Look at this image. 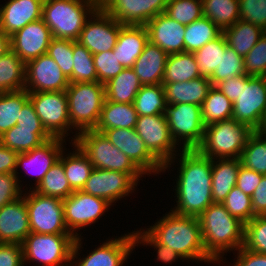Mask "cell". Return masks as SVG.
<instances>
[{
	"label": "cell",
	"mask_w": 266,
	"mask_h": 266,
	"mask_svg": "<svg viewBox=\"0 0 266 266\" xmlns=\"http://www.w3.org/2000/svg\"><path fill=\"white\" fill-rule=\"evenodd\" d=\"M62 203L66 227L75 237L81 236L77 233L78 230L95 224L97 219H100L104 212H108L110 206L112 207L105 199L84 193L82 190L74 191L63 199Z\"/></svg>",
	"instance_id": "obj_18"
},
{
	"label": "cell",
	"mask_w": 266,
	"mask_h": 266,
	"mask_svg": "<svg viewBox=\"0 0 266 266\" xmlns=\"http://www.w3.org/2000/svg\"><path fill=\"white\" fill-rule=\"evenodd\" d=\"M137 117L133 103H116L105 99L95 129H133L136 126Z\"/></svg>",
	"instance_id": "obj_30"
},
{
	"label": "cell",
	"mask_w": 266,
	"mask_h": 266,
	"mask_svg": "<svg viewBox=\"0 0 266 266\" xmlns=\"http://www.w3.org/2000/svg\"><path fill=\"white\" fill-rule=\"evenodd\" d=\"M52 39L51 30L41 18L28 23L10 36L11 50L26 64L32 59L47 54Z\"/></svg>",
	"instance_id": "obj_22"
},
{
	"label": "cell",
	"mask_w": 266,
	"mask_h": 266,
	"mask_svg": "<svg viewBox=\"0 0 266 266\" xmlns=\"http://www.w3.org/2000/svg\"><path fill=\"white\" fill-rule=\"evenodd\" d=\"M71 143L74 147L73 152L65 155V151L63 150L59 161L64 166V172L71 189L73 191H81L94 167L81 148L75 142H70V144Z\"/></svg>",
	"instance_id": "obj_29"
},
{
	"label": "cell",
	"mask_w": 266,
	"mask_h": 266,
	"mask_svg": "<svg viewBox=\"0 0 266 266\" xmlns=\"http://www.w3.org/2000/svg\"><path fill=\"white\" fill-rule=\"evenodd\" d=\"M18 154L0 143V174L15 173Z\"/></svg>",
	"instance_id": "obj_61"
},
{
	"label": "cell",
	"mask_w": 266,
	"mask_h": 266,
	"mask_svg": "<svg viewBox=\"0 0 266 266\" xmlns=\"http://www.w3.org/2000/svg\"><path fill=\"white\" fill-rule=\"evenodd\" d=\"M244 57L238 55L232 47L226 45L224 54H221L220 65L210 78L212 86H216L223 80L244 75Z\"/></svg>",
	"instance_id": "obj_46"
},
{
	"label": "cell",
	"mask_w": 266,
	"mask_h": 266,
	"mask_svg": "<svg viewBox=\"0 0 266 266\" xmlns=\"http://www.w3.org/2000/svg\"><path fill=\"white\" fill-rule=\"evenodd\" d=\"M75 143L88 156L94 168L124 173H143L102 132L95 129L81 131Z\"/></svg>",
	"instance_id": "obj_10"
},
{
	"label": "cell",
	"mask_w": 266,
	"mask_h": 266,
	"mask_svg": "<svg viewBox=\"0 0 266 266\" xmlns=\"http://www.w3.org/2000/svg\"><path fill=\"white\" fill-rule=\"evenodd\" d=\"M69 83L61 68L47 54L26 63L25 90L28 93L65 91Z\"/></svg>",
	"instance_id": "obj_20"
},
{
	"label": "cell",
	"mask_w": 266,
	"mask_h": 266,
	"mask_svg": "<svg viewBox=\"0 0 266 266\" xmlns=\"http://www.w3.org/2000/svg\"><path fill=\"white\" fill-rule=\"evenodd\" d=\"M240 84H244V75H239L233 78H228L221 81L216 87L234 103L239 97Z\"/></svg>",
	"instance_id": "obj_59"
},
{
	"label": "cell",
	"mask_w": 266,
	"mask_h": 266,
	"mask_svg": "<svg viewBox=\"0 0 266 266\" xmlns=\"http://www.w3.org/2000/svg\"><path fill=\"white\" fill-rule=\"evenodd\" d=\"M76 238L73 234L30 232L22 243L24 265L31 261L38 266H71Z\"/></svg>",
	"instance_id": "obj_9"
},
{
	"label": "cell",
	"mask_w": 266,
	"mask_h": 266,
	"mask_svg": "<svg viewBox=\"0 0 266 266\" xmlns=\"http://www.w3.org/2000/svg\"><path fill=\"white\" fill-rule=\"evenodd\" d=\"M142 230V231H141ZM134 237H135V244L138 247V245L142 244L147 246L154 247V250L157 251V261H161L162 263H170L176 262L179 258L181 260H184L181 255H179L177 252H175L171 247H167L163 244L158 243L147 231L144 229H140L137 231H133Z\"/></svg>",
	"instance_id": "obj_53"
},
{
	"label": "cell",
	"mask_w": 266,
	"mask_h": 266,
	"mask_svg": "<svg viewBox=\"0 0 266 266\" xmlns=\"http://www.w3.org/2000/svg\"><path fill=\"white\" fill-rule=\"evenodd\" d=\"M256 131L260 134L266 135V110L259 125V128Z\"/></svg>",
	"instance_id": "obj_63"
},
{
	"label": "cell",
	"mask_w": 266,
	"mask_h": 266,
	"mask_svg": "<svg viewBox=\"0 0 266 266\" xmlns=\"http://www.w3.org/2000/svg\"><path fill=\"white\" fill-rule=\"evenodd\" d=\"M243 247L266 255V216H255L245 224Z\"/></svg>",
	"instance_id": "obj_49"
},
{
	"label": "cell",
	"mask_w": 266,
	"mask_h": 266,
	"mask_svg": "<svg viewBox=\"0 0 266 266\" xmlns=\"http://www.w3.org/2000/svg\"><path fill=\"white\" fill-rule=\"evenodd\" d=\"M222 204L233 217L244 224L255 217L251 196L244 194L237 186L231 189Z\"/></svg>",
	"instance_id": "obj_48"
},
{
	"label": "cell",
	"mask_w": 266,
	"mask_h": 266,
	"mask_svg": "<svg viewBox=\"0 0 266 266\" xmlns=\"http://www.w3.org/2000/svg\"><path fill=\"white\" fill-rule=\"evenodd\" d=\"M122 151L145 175L163 173V164L148 150L135 128L95 129Z\"/></svg>",
	"instance_id": "obj_19"
},
{
	"label": "cell",
	"mask_w": 266,
	"mask_h": 266,
	"mask_svg": "<svg viewBox=\"0 0 266 266\" xmlns=\"http://www.w3.org/2000/svg\"><path fill=\"white\" fill-rule=\"evenodd\" d=\"M168 17L188 25L203 16L202 0H152Z\"/></svg>",
	"instance_id": "obj_40"
},
{
	"label": "cell",
	"mask_w": 266,
	"mask_h": 266,
	"mask_svg": "<svg viewBox=\"0 0 266 266\" xmlns=\"http://www.w3.org/2000/svg\"><path fill=\"white\" fill-rule=\"evenodd\" d=\"M26 64L9 50L0 57V92L25 89Z\"/></svg>",
	"instance_id": "obj_34"
},
{
	"label": "cell",
	"mask_w": 266,
	"mask_h": 266,
	"mask_svg": "<svg viewBox=\"0 0 266 266\" xmlns=\"http://www.w3.org/2000/svg\"><path fill=\"white\" fill-rule=\"evenodd\" d=\"M264 33L261 27L243 20L223 30L227 45L242 57L247 55Z\"/></svg>",
	"instance_id": "obj_31"
},
{
	"label": "cell",
	"mask_w": 266,
	"mask_h": 266,
	"mask_svg": "<svg viewBox=\"0 0 266 266\" xmlns=\"http://www.w3.org/2000/svg\"><path fill=\"white\" fill-rule=\"evenodd\" d=\"M133 105L138 116L165 114L167 103L163 85H142Z\"/></svg>",
	"instance_id": "obj_38"
},
{
	"label": "cell",
	"mask_w": 266,
	"mask_h": 266,
	"mask_svg": "<svg viewBox=\"0 0 266 266\" xmlns=\"http://www.w3.org/2000/svg\"><path fill=\"white\" fill-rule=\"evenodd\" d=\"M240 20L266 31V0H239Z\"/></svg>",
	"instance_id": "obj_52"
},
{
	"label": "cell",
	"mask_w": 266,
	"mask_h": 266,
	"mask_svg": "<svg viewBox=\"0 0 266 266\" xmlns=\"http://www.w3.org/2000/svg\"><path fill=\"white\" fill-rule=\"evenodd\" d=\"M29 99L46 131L56 138L65 139L72 131L65 91L33 92Z\"/></svg>",
	"instance_id": "obj_14"
},
{
	"label": "cell",
	"mask_w": 266,
	"mask_h": 266,
	"mask_svg": "<svg viewBox=\"0 0 266 266\" xmlns=\"http://www.w3.org/2000/svg\"><path fill=\"white\" fill-rule=\"evenodd\" d=\"M167 104H196L201 106L212 83L209 78L197 77L186 82L162 83Z\"/></svg>",
	"instance_id": "obj_27"
},
{
	"label": "cell",
	"mask_w": 266,
	"mask_h": 266,
	"mask_svg": "<svg viewBox=\"0 0 266 266\" xmlns=\"http://www.w3.org/2000/svg\"><path fill=\"white\" fill-rule=\"evenodd\" d=\"M29 100L24 89L13 92H0V136L17 124L23 105Z\"/></svg>",
	"instance_id": "obj_41"
},
{
	"label": "cell",
	"mask_w": 266,
	"mask_h": 266,
	"mask_svg": "<svg viewBox=\"0 0 266 266\" xmlns=\"http://www.w3.org/2000/svg\"><path fill=\"white\" fill-rule=\"evenodd\" d=\"M223 31L207 17L202 16L186 25L184 44L185 52L193 53L202 46L219 37Z\"/></svg>",
	"instance_id": "obj_37"
},
{
	"label": "cell",
	"mask_w": 266,
	"mask_h": 266,
	"mask_svg": "<svg viewBox=\"0 0 266 266\" xmlns=\"http://www.w3.org/2000/svg\"><path fill=\"white\" fill-rule=\"evenodd\" d=\"M133 14L130 1L103 2L86 20L77 41L92 54L113 50L122 25Z\"/></svg>",
	"instance_id": "obj_4"
},
{
	"label": "cell",
	"mask_w": 266,
	"mask_h": 266,
	"mask_svg": "<svg viewBox=\"0 0 266 266\" xmlns=\"http://www.w3.org/2000/svg\"><path fill=\"white\" fill-rule=\"evenodd\" d=\"M134 13L145 24L149 41L168 55L185 52L186 25L166 15L152 0H131Z\"/></svg>",
	"instance_id": "obj_6"
},
{
	"label": "cell",
	"mask_w": 266,
	"mask_h": 266,
	"mask_svg": "<svg viewBox=\"0 0 266 266\" xmlns=\"http://www.w3.org/2000/svg\"><path fill=\"white\" fill-rule=\"evenodd\" d=\"M135 130L148 150L164 165L163 172L176 160L179 148L171 137L165 114L138 116Z\"/></svg>",
	"instance_id": "obj_13"
},
{
	"label": "cell",
	"mask_w": 266,
	"mask_h": 266,
	"mask_svg": "<svg viewBox=\"0 0 266 266\" xmlns=\"http://www.w3.org/2000/svg\"><path fill=\"white\" fill-rule=\"evenodd\" d=\"M148 41V30L134 13L120 29L114 55L124 68H132Z\"/></svg>",
	"instance_id": "obj_23"
},
{
	"label": "cell",
	"mask_w": 266,
	"mask_h": 266,
	"mask_svg": "<svg viewBox=\"0 0 266 266\" xmlns=\"http://www.w3.org/2000/svg\"><path fill=\"white\" fill-rule=\"evenodd\" d=\"M144 173H124L94 168L82 191L105 199L111 205L130 196L142 179Z\"/></svg>",
	"instance_id": "obj_16"
},
{
	"label": "cell",
	"mask_w": 266,
	"mask_h": 266,
	"mask_svg": "<svg viewBox=\"0 0 266 266\" xmlns=\"http://www.w3.org/2000/svg\"><path fill=\"white\" fill-rule=\"evenodd\" d=\"M65 139L53 137L33 150L19 153L17 157L15 175L17 177L19 185L21 180L19 177V169L24 168V171L29 174H34L35 187L30 186V190L36 188L42 181L44 175L49 169L57 163L64 148ZM19 175V176H18Z\"/></svg>",
	"instance_id": "obj_21"
},
{
	"label": "cell",
	"mask_w": 266,
	"mask_h": 266,
	"mask_svg": "<svg viewBox=\"0 0 266 266\" xmlns=\"http://www.w3.org/2000/svg\"><path fill=\"white\" fill-rule=\"evenodd\" d=\"M236 252L238 257L235 256L237 259L231 264L232 266H266V255L249 251L243 246Z\"/></svg>",
	"instance_id": "obj_58"
},
{
	"label": "cell",
	"mask_w": 266,
	"mask_h": 266,
	"mask_svg": "<svg viewBox=\"0 0 266 266\" xmlns=\"http://www.w3.org/2000/svg\"><path fill=\"white\" fill-rule=\"evenodd\" d=\"M255 216H266V175L262 176L260 184L251 196Z\"/></svg>",
	"instance_id": "obj_60"
},
{
	"label": "cell",
	"mask_w": 266,
	"mask_h": 266,
	"mask_svg": "<svg viewBox=\"0 0 266 266\" xmlns=\"http://www.w3.org/2000/svg\"><path fill=\"white\" fill-rule=\"evenodd\" d=\"M227 45L222 33L216 39L209 41L199 50L193 52L200 76L211 78L216 68L220 65L221 54H224Z\"/></svg>",
	"instance_id": "obj_42"
},
{
	"label": "cell",
	"mask_w": 266,
	"mask_h": 266,
	"mask_svg": "<svg viewBox=\"0 0 266 266\" xmlns=\"http://www.w3.org/2000/svg\"><path fill=\"white\" fill-rule=\"evenodd\" d=\"M174 142L183 150L196 149L202 142L205 125L201 106L196 104H167L165 111ZM181 140L183 143H181Z\"/></svg>",
	"instance_id": "obj_12"
},
{
	"label": "cell",
	"mask_w": 266,
	"mask_h": 266,
	"mask_svg": "<svg viewBox=\"0 0 266 266\" xmlns=\"http://www.w3.org/2000/svg\"><path fill=\"white\" fill-rule=\"evenodd\" d=\"M102 0H44L42 19L53 38L77 41L86 20Z\"/></svg>",
	"instance_id": "obj_5"
},
{
	"label": "cell",
	"mask_w": 266,
	"mask_h": 266,
	"mask_svg": "<svg viewBox=\"0 0 266 266\" xmlns=\"http://www.w3.org/2000/svg\"><path fill=\"white\" fill-rule=\"evenodd\" d=\"M74 40L53 38L47 50L49 55L61 68L63 74L73 83V43Z\"/></svg>",
	"instance_id": "obj_47"
},
{
	"label": "cell",
	"mask_w": 266,
	"mask_h": 266,
	"mask_svg": "<svg viewBox=\"0 0 266 266\" xmlns=\"http://www.w3.org/2000/svg\"><path fill=\"white\" fill-rule=\"evenodd\" d=\"M82 240V236L75 240L71 266H123L136 246L133 232H128L121 237L106 240L91 251L92 253L80 259L79 251L82 247ZM75 258H78V262L74 261Z\"/></svg>",
	"instance_id": "obj_17"
},
{
	"label": "cell",
	"mask_w": 266,
	"mask_h": 266,
	"mask_svg": "<svg viewBox=\"0 0 266 266\" xmlns=\"http://www.w3.org/2000/svg\"><path fill=\"white\" fill-rule=\"evenodd\" d=\"M203 16L222 31L240 20L239 0H202Z\"/></svg>",
	"instance_id": "obj_36"
},
{
	"label": "cell",
	"mask_w": 266,
	"mask_h": 266,
	"mask_svg": "<svg viewBox=\"0 0 266 266\" xmlns=\"http://www.w3.org/2000/svg\"><path fill=\"white\" fill-rule=\"evenodd\" d=\"M0 266H24L22 244L0 243Z\"/></svg>",
	"instance_id": "obj_55"
},
{
	"label": "cell",
	"mask_w": 266,
	"mask_h": 266,
	"mask_svg": "<svg viewBox=\"0 0 266 266\" xmlns=\"http://www.w3.org/2000/svg\"><path fill=\"white\" fill-rule=\"evenodd\" d=\"M244 70L249 76H266V31L244 57Z\"/></svg>",
	"instance_id": "obj_51"
},
{
	"label": "cell",
	"mask_w": 266,
	"mask_h": 266,
	"mask_svg": "<svg viewBox=\"0 0 266 266\" xmlns=\"http://www.w3.org/2000/svg\"><path fill=\"white\" fill-rule=\"evenodd\" d=\"M11 50L10 36L0 30V57Z\"/></svg>",
	"instance_id": "obj_62"
},
{
	"label": "cell",
	"mask_w": 266,
	"mask_h": 266,
	"mask_svg": "<svg viewBox=\"0 0 266 266\" xmlns=\"http://www.w3.org/2000/svg\"><path fill=\"white\" fill-rule=\"evenodd\" d=\"M262 174L240 165L236 186L244 193L252 196L260 184Z\"/></svg>",
	"instance_id": "obj_56"
},
{
	"label": "cell",
	"mask_w": 266,
	"mask_h": 266,
	"mask_svg": "<svg viewBox=\"0 0 266 266\" xmlns=\"http://www.w3.org/2000/svg\"><path fill=\"white\" fill-rule=\"evenodd\" d=\"M241 165L266 175V135L254 131L240 156Z\"/></svg>",
	"instance_id": "obj_44"
},
{
	"label": "cell",
	"mask_w": 266,
	"mask_h": 266,
	"mask_svg": "<svg viewBox=\"0 0 266 266\" xmlns=\"http://www.w3.org/2000/svg\"><path fill=\"white\" fill-rule=\"evenodd\" d=\"M93 61L97 72V81L103 84L116 77L124 69L113 50L93 54Z\"/></svg>",
	"instance_id": "obj_50"
},
{
	"label": "cell",
	"mask_w": 266,
	"mask_h": 266,
	"mask_svg": "<svg viewBox=\"0 0 266 266\" xmlns=\"http://www.w3.org/2000/svg\"><path fill=\"white\" fill-rule=\"evenodd\" d=\"M53 138L46 129H26L13 126L0 136V143L18 153L27 152Z\"/></svg>",
	"instance_id": "obj_33"
},
{
	"label": "cell",
	"mask_w": 266,
	"mask_h": 266,
	"mask_svg": "<svg viewBox=\"0 0 266 266\" xmlns=\"http://www.w3.org/2000/svg\"><path fill=\"white\" fill-rule=\"evenodd\" d=\"M41 195L65 199L74 191L69 185L63 164L58 160L44 175L40 184L33 189Z\"/></svg>",
	"instance_id": "obj_43"
},
{
	"label": "cell",
	"mask_w": 266,
	"mask_h": 266,
	"mask_svg": "<svg viewBox=\"0 0 266 266\" xmlns=\"http://www.w3.org/2000/svg\"><path fill=\"white\" fill-rule=\"evenodd\" d=\"M176 180L177 206L171 210L179 215L199 217L212 203V159L196 149L183 150Z\"/></svg>",
	"instance_id": "obj_1"
},
{
	"label": "cell",
	"mask_w": 266,
	"mask_h": 266,
	"mask_svg": "<svg viewBox=\"0 0 266 266\" xmlns=\"http://www.w3.org/2000/svg\"><path fill=\"white\" fill-rule=\"evenodd\" d=\"M22 196L25 199L31 232L72 234L66 227L62 199L41 195L33 189H29Z\"/></svg>",
	"instance_id": "obj_11"
},
{
	"label": "cell",
	"mask_w": 266,
	"mask_h": 266,
	"mask_svg": "<svg viewBox=\"0 0 266 266\" xmlns=\"http://www.w3.org/2000/svg\"><path fill=\"white\" fill-rule=\"evenodd\" d=\"M68 98V114L73 130H77L71 141L75 142L78 133L95 129L106 99L105 84L96 82L69 83L65 90ZM78 132V133H77Z\"/></svg>",
	"instance_id": "obj_7"
},
{
	"label": "cell",
	"mask_w": 266,
	"mask_h": 266,
	"mask_svg": "<svg viewBox=\"0 0 266 266\" xmlns=\"http://www.w3.org/2000/svg\"><path fill=\"white\" fill-rule=\"evenodd\" d=\"M73 83L96 82L93 54L78 41L73 43Z\"/></svg>",
	"instance_id": "obj_45"
},
{
	"label": "cell",
	"mask_w": 266,
	"mask_h": 266,
	"mask_svg": "<svg viewBox=\"0 0 266 266\" xmlns=\"http://www.w3.org/2000/svg\"><path fill=\"white\" fill-rule=\"evenodd\" d=\"M240 158L212 159L213 203H223L231 189L236 186Z\"/></svg>",
	"instance_id": "obj_28"
},
{
	"label": "cell",
	"mask_w": 266,
	"mask_h": 266,
	"mask_svg": "<svg viewBox=\"0 0 266 266\" xmlns=\"http://www.w3.org/2000/svg\"><path fill=\"white\" fill-rule=\"evenodd\" d=\"M198 219L205 252L216 264L221 261L225 264L224 253L237 251L244 245L245 224L233 217L222 203H212Z\"/></svg>",
	"instance_id": "obj_3"
},
{
	"label": "cell",
	"mask_w": 266,
	"mask_h": 266,
	"mask_svg": "<svg viewBox=\"0 0 266 266\" xmlns=\"http://www.w3.org/2000/svg\"><path fill=\"white\" fill-rule=\"evenodd\" d=\"M142 84L132 68H124L105 84L106 100L116 103H133Z\"/></svg>",
	"instance_id": "obj_32"
},
{
	"label": "cell",
	"mask_w": 266,
	"mask_h": 266,
	"mask_svg": "<svg viewBox=\"0 0 266 266\" xmlns=\"http://www.w3.org/2000/svg\"><path fill=\"white\" fill-rule=\"evenodd\" d=\"M30 232L23 196L0 209V243L22 244Z\"/></svg>",
	"instance_id": "obj_24"
},
{
	"label": "cell",
	"mask_w": 266,
	"mask_h": 266,
	"mask_svg": "<svg viewBox=\"0 0 266 266\" xmlns=\"http://www.w3.org/2000/svg\"><path fill=\"white\" fill-rule=\"evenodd\" d=\"M16 125L26 129H45L30 99L23 105Z\"/></svg>",
	"instance_id": "obj_57"
},
{
	"label": "cell",
	"mask_w": 266,
	"mask_h": 266,
	"mask_svg": "<svg viewBox=\"0 0 266 266\" xmlns=\"http://www.w3.org/2000/svg\"><path fill=\"white\" fill-rule=\"evenodd\" d=\"M103 2H123V1H131V0H102Z\"/></svg>",
	"instance_id": "obj_64"
},
{
	"label": "cell",
	"mask_w": 266,
	"mask_h": 266,
	"mask_svg": "<svg viewBox=\"0 0 266 266\" xmlns=\"http://www.w3.org/2000/svg\"><path fill=\"white\" fill-rule=\"evenodd\" d=\"M44 0H9L0 5V30L8 36L42 18Z\"/></svg>",
	"instance_id": "obj_25"
},
{
	"label": "cell",
	"mask_w": 266,
	"mask_h": 266,
	"mask_svg": "<svg viewBox=\"0 0 266 266\" xmlns=\"http://www.w3.org/2000/svg\"><path fill=\"white\" fill-rule=\"evenodd\" d=\"M205 126L232 118L233 103L216 87L212 86L201 105Z\"/></svg>",
	"instance_id": "obj_39"
},
{
	"label": "cell",
	"mask_w": 266,
	"mask_h": 266,
	"mask_svg": "<svg viewBox=\"0 0 266 266\" xmlns=\"http://www.w3.org/2000/svg\"><path fill=\"white\" fill-rule=\"evenodd\" d=\"M266 110V76L244 74L239 97L233 103L232 119L248 125L252 130L259 128Z\"/></svg>",
	"instance_id": "obj_15"
},
{
	"label": "cell",
	"mask_w": 266,
	"mask_h": 266,
	"mask_svg": "<svg viewBox=\"0 0 266 266\" xmlns=\"http://www.w3.org/2000/svg\"><path fill=\"white\" fill-rule=\"evenodd\" d=\"M168 54L150 41L132 67L142 85L162 84Z\"/></svg>",
	"instance_id": "obj_26"
},
{
	"label": "cell",
	"mask_w": 266,
	"mask_h": 266,
	"mask_svg": "<svg viewBox=\"0 0 266 266\" xmlns=\"http://www.w3.org/2000/svg\"><path fill=\"white\" fill-rule=\"evenodd\" d=\"M170 211L150 228H146V231L158 243L171 247L184 260L214 264L205 252L198 217L179 215Z\"/></svg>",
	"instance_id": "obj_2"
},
{
	"label": "cell",
	"mask_w": 266,
	"mask_h": 266,
	"mask_svg": "<svg viewBox=\"0 0 266 266\" xmlns=\"http://www.w3.org/2000/svg\"><path fill=\"white\" fill-rule=\"evenodd\" d=\"M200 77L193 53L168 55L162 83L186 82Z\"/></svg>",
	"instance_id": "obj_35"
},
{
	"label": "cell",
	"mask_w": 266,
	"mask_h": 266,
	"mask_svg": "<svg viewBox=\"0 0 266 266\" xmlns=\"http://www.w3.org/2000/svg\"><path fill=\"white\" fill-rule=\"evenodd\" d=\"M248 125L228 119L205 126L202 142L196 150L210 159L240 158L249 136Z\"/></svg>",
	"instance_id": "obj_8"
},
{
	"label": "cell",
	"mask_w": 266,
	"mask_h": 266,
	"mask_svg": "<svg viewBox=\"0 0 266 266\" xmlns=\"http://www.w3.org/2000/svg\"><path fill=\"white\" fill-rule=\"evenodd\" d=\"M21 187L15 173L0 174V209L23 195Z\"/></svg>",
	"instance_id": "obj_54"
}]
</instances>
